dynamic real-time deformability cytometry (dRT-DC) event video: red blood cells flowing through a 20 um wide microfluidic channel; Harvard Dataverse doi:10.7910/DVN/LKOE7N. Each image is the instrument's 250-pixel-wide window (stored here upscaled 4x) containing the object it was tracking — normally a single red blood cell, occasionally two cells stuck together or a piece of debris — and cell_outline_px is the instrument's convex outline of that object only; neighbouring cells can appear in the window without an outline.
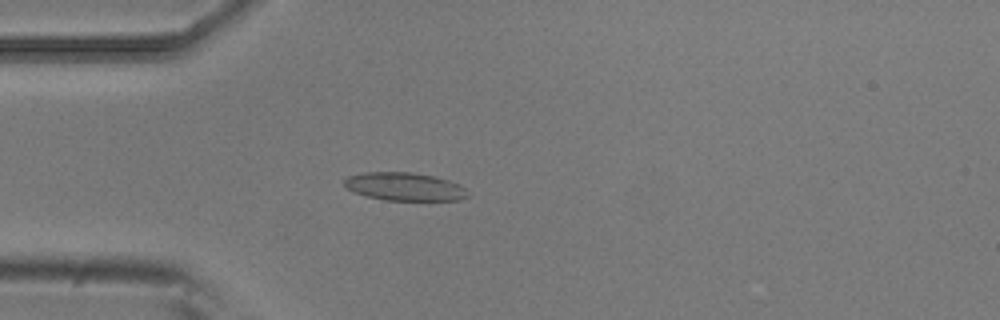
{"species": "common noctule bat (a hibernating species)", "species_latin": "Nyctalus noctula", "temperature_condition": "room temperature", "stored_images_in_passage": 3, "camera_frame_rate_fps": 3000, "um_per_image_px": 0.085, "animal": {"sex": "male", "body_mass_g": 20.5, "forearm_length_mm": 52.5}, "frame": {"image": 1, "passage_image": 3, "time_ms": 0.667, "image_size_px": [1000, 320], "cell_outline_px": [[468, 196], [460, 200], [384, 200], [368, 196], [356, 192], [348, 188], [344, 184], [344, 180], [348, 176], [364, 172], [412, 172], [432, 176], [448, 180], [460, 184], [464, 188]], "centroid_in_image_um": [34.4, 15.86], "position_along_channel_um": 50.6, "area_um2": 20.0}}